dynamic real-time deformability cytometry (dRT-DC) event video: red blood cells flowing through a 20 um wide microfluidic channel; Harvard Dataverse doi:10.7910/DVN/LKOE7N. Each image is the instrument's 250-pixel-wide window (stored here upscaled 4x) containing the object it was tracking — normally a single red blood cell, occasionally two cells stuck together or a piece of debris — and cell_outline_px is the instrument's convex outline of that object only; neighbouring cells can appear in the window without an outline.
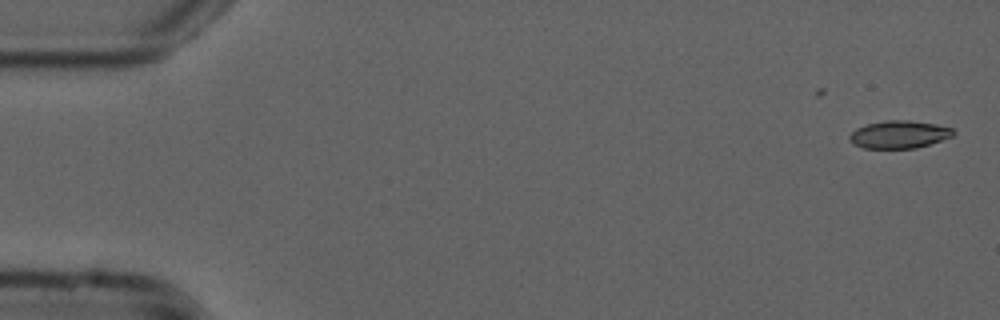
{"species": "common noctule bat (a hibernating species)", "species_latin": "Nyctalus noctula", "temperature_condition": "cold", "stored_images_in_passage": 16, "camera_frame_rate_fps": 3000, "um_per_image_px": 0.085, "animal": {"sex": "male", "forearm_length_mm": 52.5}, "frame": {"image": 1, "passage_image": 1, "time_ms": 0.0, "image_size_px": [1000, 320], "cell_outline_px": [[956, 132], [952, 136], [916, 148], [864, 148], [852, 144], [848, 140], [848, 136], [856, 128], [868, 124], [884, 120], [908, 120], [936, 124], [952, 128]], "centroid_in_image_um": [76.39, 11.42], "position_along_channel_um": 8.6, "area_um2": 16.7}}
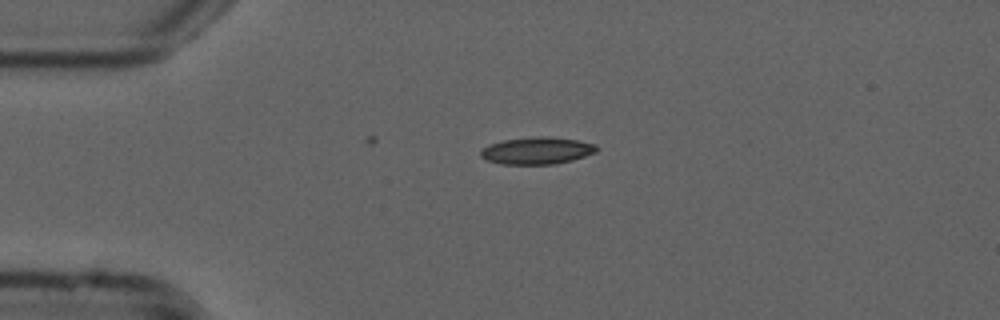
{"frame": {"image": 2, "passage_image": 12, "time_ms": 3.667, "image_size_px": [1000, 320], "cell_outline_px": [[600, 148], [596, 152], [572, 160], [556, 164], [500, 164], [488, 160], [480, 156], [480, 148], [488, 144], [504, 140], [532, 136], [548, 136], [576, 140], [596, 144]], "centroid_in_image_um": [45.63, 12.8], "position_along_channel_um": 39.4, "area_um2": 18.5}}